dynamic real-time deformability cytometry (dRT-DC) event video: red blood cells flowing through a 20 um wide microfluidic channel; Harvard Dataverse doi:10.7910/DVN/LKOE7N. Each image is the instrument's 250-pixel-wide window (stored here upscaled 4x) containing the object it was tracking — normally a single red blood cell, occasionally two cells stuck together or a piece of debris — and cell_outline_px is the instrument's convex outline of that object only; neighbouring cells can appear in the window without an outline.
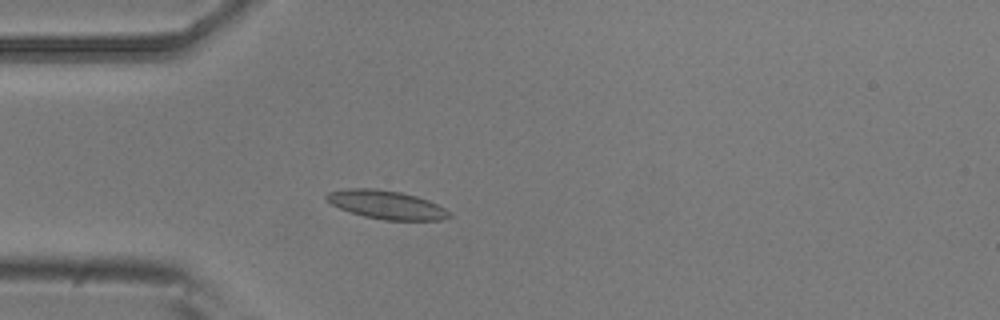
{"species": "common noctule bat (a hibernating species)", "species_latin": "Nyctalus noctula", "temperature_condition": "room temperature", "stored_images_in_passage": 3, "camera_frame_rate_fps": 3000, "um_per_image_px": 0.085, "animal": {"sex": "male", "body_mass_g": 20.5, "forearm_length_mm": 52.5}, "frame": {"image": 1, "passage_image": 3, "time_ms": 0.667, "image_size_px": [1000, 320], "cell_outline_px": [[452, 216], [440, 220], [384, 220], [364, 216], [340, 208], [332, 204], [324, 196], [328, 192], [348, 188], [376, 188], [400, 192], [416, 196], [428, 200], [444, 208]], "centroid_in_image_um": [32.84, 17.39], "position_along_channel_um": 52.2, "area_um2": 20.17}}